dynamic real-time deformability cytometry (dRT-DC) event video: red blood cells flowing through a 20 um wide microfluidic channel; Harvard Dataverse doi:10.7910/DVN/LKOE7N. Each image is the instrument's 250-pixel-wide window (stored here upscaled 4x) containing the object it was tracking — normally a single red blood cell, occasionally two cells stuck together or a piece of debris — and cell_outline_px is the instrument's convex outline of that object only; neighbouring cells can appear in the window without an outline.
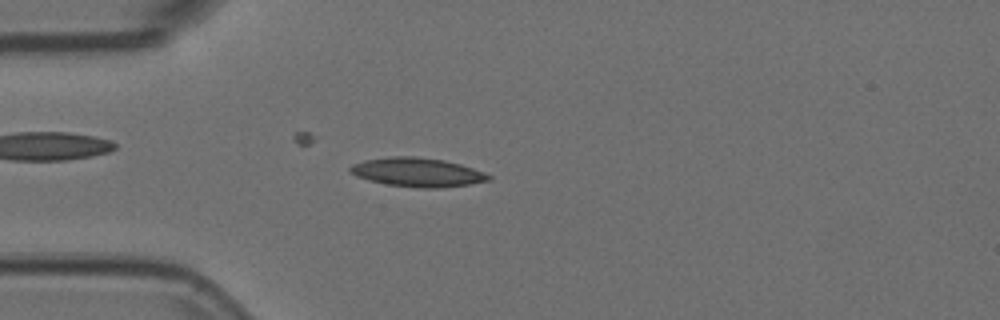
{"species": "Egyptian fruit bat (a non-hibernating species)", "species_latin": "Rousettus aegyptiacus", "temperature_condition": "room temperature", "stored_images_in_passage": 4, "camera_frame_rate_fps": 3000, "um_per_image_px": 0.085, "animal": {"sex": "female"}, "frame": {"image": 1, "passage_image": 4, "time_ms": 1.0, "image_size_px": [1000, 320], "cell_outline_px": [[492, 180], [468, 184], [440, 188], [420, 188], [388, 184], [368, 180], [356, 176], [348, 172], [348, 168], [352, 164], [364, 160], [388, 156], [416, 156], [444, 160], [460, 164], [484, 172], [492, 176]], "centroid_in_image_um": [35.46, 14.63], "position_along_channel_um": 49.5, "area_um2": 23.47}}